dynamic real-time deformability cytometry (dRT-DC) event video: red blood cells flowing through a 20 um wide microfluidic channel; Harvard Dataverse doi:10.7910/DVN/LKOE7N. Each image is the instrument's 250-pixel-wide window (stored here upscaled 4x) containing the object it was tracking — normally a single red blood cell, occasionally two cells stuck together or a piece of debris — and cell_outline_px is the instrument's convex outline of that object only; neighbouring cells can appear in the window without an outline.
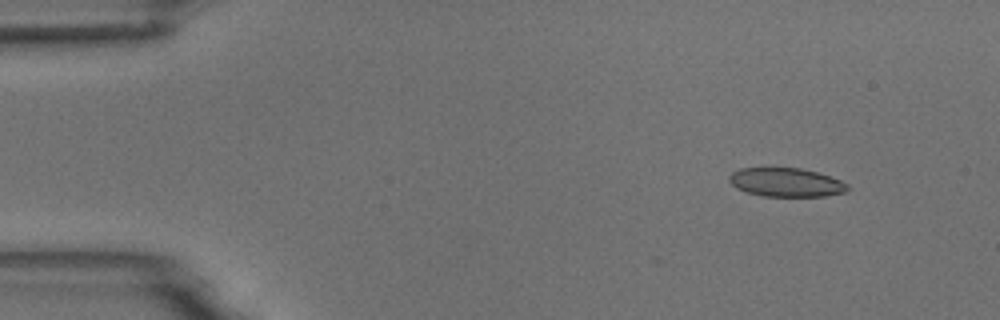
{"species": "common noctule bat (a hibernating species)", "species_latin": "Nyctalus noctula", "temperature_condition": "room temperature", "stored_images_in_passage": 5, "camera_frame_rate_fps": 3000, "um_per_image_px": 0.085, "animal": {"sex": "male", "body_mass_g": 18.8}, "frame": {"image": 1, "passage_image": 1, "time_ms": 0.0, "image_size_px": [1000, 320], "cell_outline_px": [[848, 188], [844, 192], [824, 196], [764, 196], [748, 192], [736, 188], [728, 180], [728, 176], [732, 172], [740, 168], [800, 168], [816, 172], [840, 180], [848, 184]], "centroid_in_image_um": [66.78, 15.49], "position_along_channel_um": 18.2, "area_um2": 19.65}}
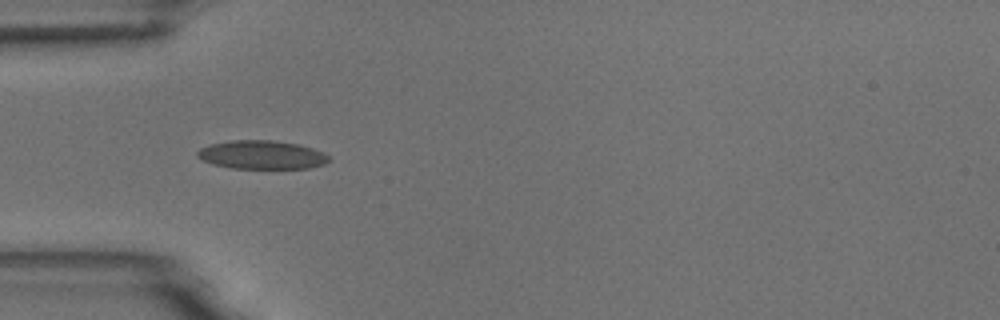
{"frame": {"image": 2, "passage_image": 4, "time_ms": 3.667, "image_size_px": [1000, 320], "cell_outline_px": [[332, 160], [324, 164], [308, 168], [232, 168], [212, 164], [196, 156], [196, 152], [200, 148], [208, 144], [232, 140], [272, 140], [296, 144], [312, 148], [324, 152]], "centroid_in_image_um": [22.24, 13.15], "position_along_channel_um": 62.8, "area_um2": 21.91}}